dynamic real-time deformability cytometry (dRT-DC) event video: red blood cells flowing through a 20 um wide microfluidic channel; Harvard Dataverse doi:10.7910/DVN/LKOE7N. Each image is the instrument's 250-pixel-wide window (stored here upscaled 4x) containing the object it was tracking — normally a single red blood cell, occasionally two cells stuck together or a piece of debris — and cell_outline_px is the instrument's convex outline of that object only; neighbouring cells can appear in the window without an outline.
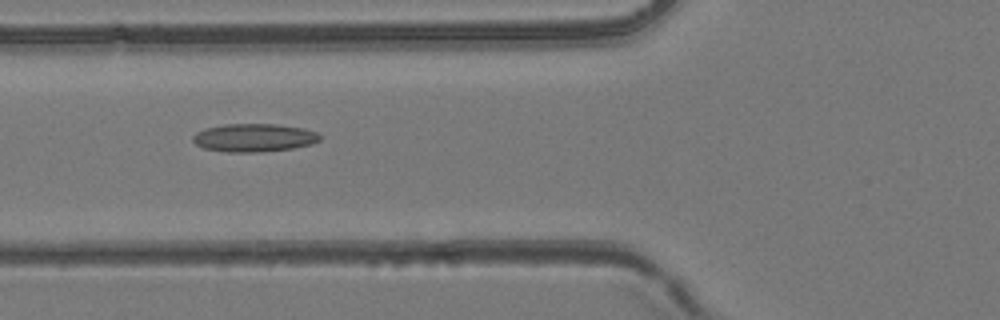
{"species": "common noctule bat (a hibernating species)", "species_latin": "Nyctalus noctula", "temperature_condition": "room temperature", "stored_images_in_passage": 48, "camera_frame_rate_fps": 3000, "um_per_image_px": 0.085, "animal": {"sex": "female", "body_mass_g": 24.6, "forearm_length_mm": 56.2}, "frame": {"image": 1, "passage_image": 19, "time_ms": 6.0, "image_size_px": [1000, 320], "cell_outline_px": [[320, 140], [312, 144], [292, 148], [260, 152], [224, 152], [204, 148], [196, 144], [192, 140], [192, 136], [196, 132], [204, 128], [224, 124], [276, 124], [304, 128], [316, 132], [320, 136]], "centroid_in_image_um": [21.56, 11.7], "position_along_channel_um": 104.2, "area_um2": 20.92}}
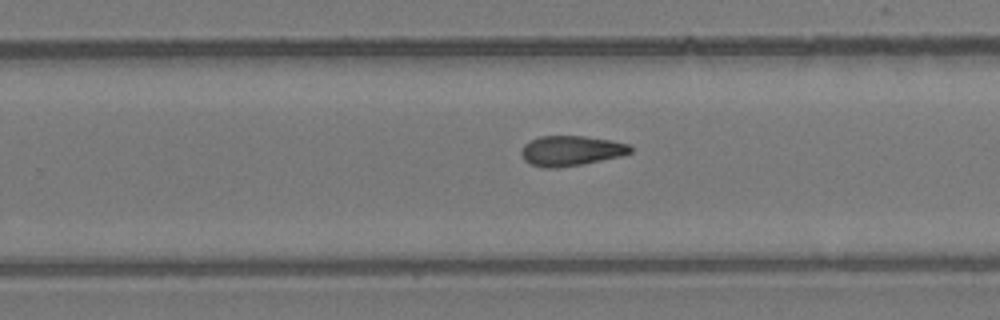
{"frame": {"image": 2, "passage_image": 31, "time_ms": 10.0, "image_size_px": [1000, 320], "cell_outline_px": [[632, 152], [620, 156], [584, 164], [556, 168], [544, 168], [528, 164], [524, 160], [520, 152], [524, 144], [540, 136], [584, 136], [608, 140], [628, 144], [632, 148]], "centroid_in_image_um": [48.5, 12.83], "position_along_channel_um": 281.3, "area_um2": 19.13}}
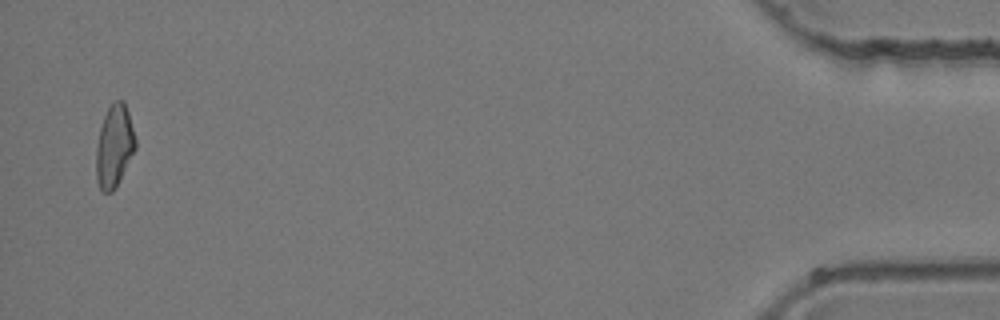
{"frame": {"image": 3, "passage_image": 47, "time_ms": 15.333, "image_size_px": [1000, 320], "cell_outline_px": [[136, 148], [120, 180], [112, 192], [100, 192], [96, 180], [96, 148], [100, 128], [104, 116], [108, 108], [116, 100], [124, 100], [128, 112], [136, 140]], "centroid_in_image_um": [9.71, 12.45], "position_along_channel_um": 425.5, "area_um2": 18.84}}